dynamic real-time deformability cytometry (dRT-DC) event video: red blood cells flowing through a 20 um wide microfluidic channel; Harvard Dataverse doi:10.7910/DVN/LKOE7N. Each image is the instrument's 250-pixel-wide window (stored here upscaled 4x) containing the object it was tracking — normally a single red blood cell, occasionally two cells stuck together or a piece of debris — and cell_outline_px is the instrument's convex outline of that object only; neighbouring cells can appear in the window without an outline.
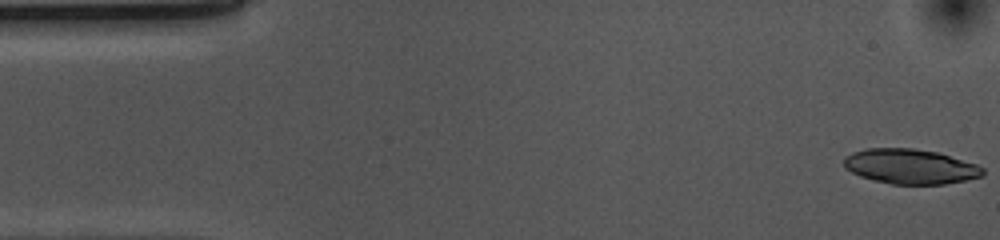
{"species": "common noctule bat (a hibernating species)", "species_latin": "Nyctalus noctula", "temperature_condition": "cold", "stored_images_in_passage": 52, "camera_frame_rate_fps": 3000, "um_per_image_px": 0.085, "animal": {"sex": "female", "body_mass_g": 10.0, "forearm_length_mm": 53.1}, "frame": {"image": 1, "passage_image": 1, "time_ms": 0.0, "image_size_px": [1000, 240], "cell_outline_px": [[984, 172], [980, 176], [964, 180], [944, 184], [892, 184], [860, 176], [844, 168], [844, 156], [852, 152], [868, 148], [912, 148], [936, 152], [976, 164], [984, 168]], "centroid_in_image_um": [77.34, 14.14], "position_along_channel_um": 7.7, "area_um2": 27.98}}
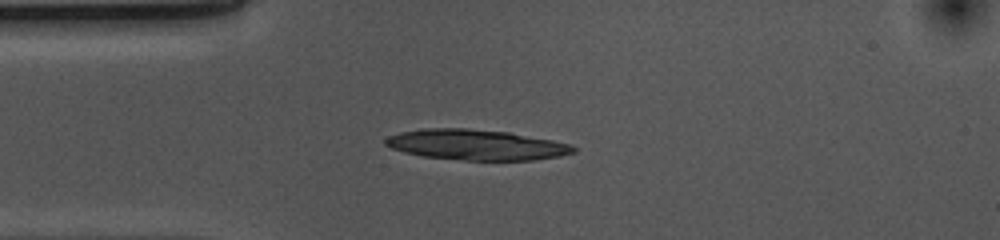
{"frame": {"image": 2, "passage_image": 12, "time_ms": 3.667, "image_size_px": [1000, 240], "cell_outline_px": [[576, 152], [560, 156], [536, 160], [464, 160], [424, 156], [404, 152], [392, 148], [384, 144], [384, 140], [388, 136], [400, 132], [420, 128], [468, 128], [508, 132], [552, 140], [572, 144], [576, 148]], "centroid_in_image_um": [40.48, 12.3], "position_along_channel_um": 44.5, "area_um2": 33.47}}